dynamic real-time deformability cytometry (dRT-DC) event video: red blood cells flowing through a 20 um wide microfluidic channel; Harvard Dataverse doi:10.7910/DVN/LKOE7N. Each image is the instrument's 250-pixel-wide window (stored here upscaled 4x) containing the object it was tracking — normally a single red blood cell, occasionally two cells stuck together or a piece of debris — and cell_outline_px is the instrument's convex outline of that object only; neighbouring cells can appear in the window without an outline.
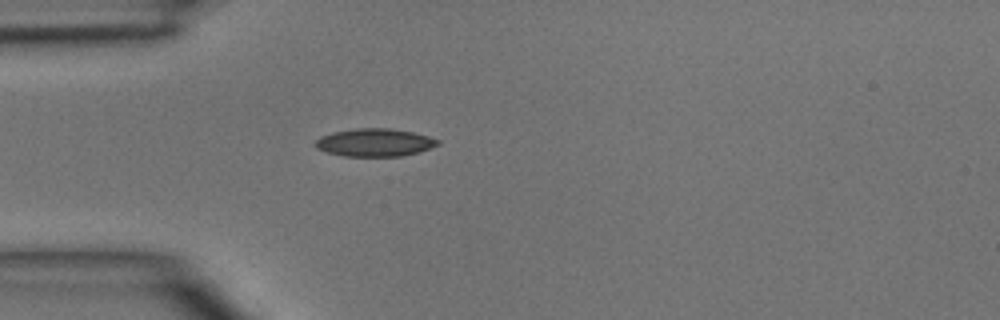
{"species": "common noctule bat (a hibernating species)", "species_latin": "Nyctalus noctula", "temperature_condition": "room temperature", "stored_images_in_passage": 1, "camera_frame_rate_fps": 3000, "um_per_image_px": 0.085, "animal": {"sex": "male", "body_mass_g": 15.6}, "frame": {"image": 1, "passage_image": 1, "time_ms": 0.0, "image_size_px": [1000, 320], "cell_outline_px": [[440, 144], [416, 152], [400, 156], [344, 156], [328, 152], [316, 148], [312, 144], [320, 136], [332, 132], [356, 128], [392, 128], [412, 132], [428, 136], [440, 140]], "centroid_in_image_um": [31.81, 12.1], "position_along_channel_um": 53.2, "area_um2": 19.83}}